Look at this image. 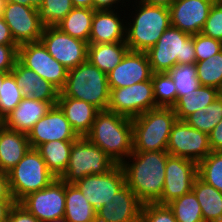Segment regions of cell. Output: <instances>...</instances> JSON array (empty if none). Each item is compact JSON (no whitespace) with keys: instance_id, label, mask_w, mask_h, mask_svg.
I'll use <instances>...</instances> for the list:
<instances>
[{"instance_id":"34","label":"cell","mask_w":222,"mask_h":222,"mask_svg":"<svg viewBox=\"0 0 222 222\" xmlns=\"http://www.w3.org/2000/svg\"><path fill=\"white\" fill-rule=\"evenodd\" d=\"M197 176L222 192V151H211L198 162Z\"/></svg>"},{"instance_id":"53","label":"cell","mask_w":222,"mask_h":222,"mask_svg":"<svg viewBox=\"0 0 222 222\" xmlns=\"http://www.w3.org/2000/svg\"><path fill=\"white\" fill-rule=\"evenodd\" d=\"M6 1L7 0H0V14L1 15L3 13V8H4L5 4H6Z\"/></svg>"},{"instance_id":"54","label":"cell","mask_w":222,"mask_h":222,"mask_svg":"<svg viewBox=\"0 0 222 222\" xmlns=\"http://www.w3.org/2000/svg\"><path fill=\"white\" fill-rule=\"evenodd\" d=\"M46 222H67V221L65 220L64 217H61V218H56L54 220H49V221H46Z\"/></svg>"},{"instance_id":"8","label":"cell","mask_w":222,"mask_h":222,"mask_svg":"<svg viewBox=\"0 0 222 222\" xmlns=\"http://www.w3.org/2000/svg\"><path fill=\"white\" fill-rule=\"evenodd\" d=\"M115 165L101 148L86 136H80L73 141L68 166L60 178L67 184H74L85 176L104 174Z\"/></svg>"},{"instance_id":"33","label":"cell","mask_w":222,"mask_h":222,"mask_svg":"<svg viewBox=\"0 0 222 222\" xmlns=\"http://www.w3.org/2000/svg\"><path fill=\"white\" fill-rule=\"evenodd\" d=\"M168 206L177 222H204L202 210L193 191L173 200Z\"/></svg>"},{"instance_id":"5","label":"cell","mask_w":222,"mask_h":222,"mask_svg":"<svg viewBox=\"0 0 222 222\" xmlns=\"http://www.w3.org/2000/svg\"><path fill=\"white\" fill-rule=\"evenodd\" d=\"M176 121L173 108L164 107L133 118V152L167 151L170 132Z\"/></svg>"},{"instance_id":"10","label":"cell","mask_w":222,"mask_h":222,"mask_svg":"<svg viewBox=\"0 0 222 222\" xmlns=\"http://www.w3.org/2000/svg\"><path fill=\"white\" fill-rule=\"evenodd\" d=\"M17 60L50 82L59 91L64 87L68 69L48 53L41 41L20 45Z\"/></svg>"},{"instance_id":"52","label":"cell","mask_w":222,"mask_h":222,"mask_svg":"<svg viewBox=\"0 0 222 222\" xmlns=\"http://www.w3.org/2000/svg\"><path fill=\"white\" fill-rule=\"evenodd\" d=\"M73 7L93 9V0H71Z\"/></svg>"},{"instance_id":"37","label":"cell","mask_w":222,"mask_h":222,"mask_svg":"<svg viewBox=\"0 0 222 222\" xmlns=\"http://www.w3.org/2000/svg\"><path fill=\"white\" fill-rule=\"evenodd\" d=\"M168 73L174 81L177 90V100L200 86L197 78L196 64H176Z\"/></svg>"},{"instance_id":"31","label":"cell","mask_w":222,"mask_h":222,"mask_svg":"<svg viewBox=\"0 0 222 222\" xmlns=\"http://www.w3.org/2000/svg\"><path fill=\"white\" fill-rule=\"evenodd\" d=\"M94 11L90 8L74 7L56 27L89 44Z\"/></svg>"},{"instance_id":"42","label":"cell","mask_w":222,"mask_h":222,"mask_svg":"<svg viewBox=\"0 0 222 222\" xmlns=\"http://www.w3.org/2000/svg\"><path fill=\"white\" fill-rule=\"evenodd\" d=\"M201 33L222 42V4L213 3Z\"/></svg>"},{"instance_id":"25","label":"cell","mask_w":222,"mask_h":222,"mask_svg":"<svg viewBox=\"0 0 222 222\" xmlns=\"http://www.w3.org/2000/svg\"><path fill=\"white\" fill-rule=\"evenodd\" d=\"M30 148L27 134L10 130L0 123V171L8 173Z\"/></svg>"},{"instance_id":"35","label":"cell","mask_w":222,"mask_h":222,"mask_svg":"<svg viewBox=\"0 0 222 222\" xmlns=\"http://www.w3.org/2000/svg\"><path fill=\"white\" fill-rule=\"evenodd\" d=\"M197 78L200 85L221 90L222 88V50L206 60L196 61Z\"/></svg>"},{"instance_id":"17","label":"cell","mask_w":222,"mask_h":222,"mask_svg":"<svg viewBox=\"0 0 222 222\" xmlns=\"http://www.w3.org/2000/svg\"><path fill=\"white\" fill-rule=\"evenodd\" d=\"M27 136L33 149L50 141L76 140L79 137L58 105L52 106L48 113L37 121Z\"/></svg>"},{"instance_id":"2","label":"cell","mask_w":222,"mask_h":222,"mask_svg":"<svg viewBox=\"0 0 222 222\" xmlns=\"http://www.w3.org/2000/svg\"><path fill=\"white\" fill-rule=\"evenodd\" d=\"M86 137L116 164L121 165L133 152L132 119L108 110H100Z\"/></svg>"},{"instance_id":"9","label":"cell","mask_w":222,"mask_h":222,"mask_svg":"<svg viewBox=\"0 0 222 222\" xmlns=\"http://www.w3.org/2000/svg\"><path fill=\"white\" fill-rule=\"evenodd\" d=\"M155 108L158 107L151 79L128 87L110 88L108 111L133 119Z\"/></svg>"},{"instance_id":"18","label":"cell","mask_w":222,"mask_h":222,"mask_svg":"<svg viewBox=\"0 0 222 222\" xmlns=\"http://www.w3.org/2000/svg\"><path fill=\"white\" fill-rule=\"evenodd\" d=\"M215 0H176L170 7L171 26L189 34L201 33Z\"/></svg>"},{"instance_id":"24","label":"cell","mask_w":222,"mask_h":222,"mask_svg":"<svg viewBox=\"0 0 222 222\" xmlns=\"http://www.w3.org/2000/svg\"><path fill=\"white\" fill-rule=\"evenodd\" d=\"M57 105L79 137L86 136L91 131L96 115L100 111L90 103L71 97H58Z\"/></svg>"},{"instance_id":"40","label":"cell","mask_w":222,"mask_h":222,"mask_svg":"<svg viewBox=\"0 0 222 222\" xmlns=\"http://www.w3.org/2000/svg\"><path fill=\"white\" fill-rule=\"evenodd\" d=\"M140 222H177L168 205L146 203L142 206Z\"/></svg>"},{"instance_id":"19","label":"cell","mask_w":222,"mask_h":222,"mask_svg":"<svg viewBox=\"0 0 222 222\" xmlns=\"http://www.w3.org/2000/svg\"><path fill=\"white\" fill-rule=\"evenodd\" d=\"M153 72L146 52L128 51L122 61L107 74L109 88L132 86L151 79Z\"/></svg>"},{"instance_id":"32","label":"cell","mask_w":222,"mask_h":222,"mask_svg":"<svg viewBox=\"0 0 222 222\" xmlns=\"http://www.w3.org/2000/svg\"><path fill=\"white\" fill-rule=\"evenodd\" d=\"M222 120V97L219 95L205 109H198L187 116L184 121L191 127L209 134Z\"/></svg>"},{"instance_id":"51","label":"cell","mask_w":222,"mask_h":222,"mask_svg":"<svg viewBox=\"0 0 222 222\" xmlns=\"http://www.w3.org/2000/svg\"><path fill=\"white\" fill-rule=\"evenodd\" d=\"M43 1L44 0H7L6 2H12V3L38 9L42 5Z\"/></svg>"},{"instance_id":"49","label":"cell","mask_w":222,"mask_h":222,"mask_svg":"<svg viewBox=\"0 0 222 222\" xmlns=\"http://www.w3.org/2000/svg\"><path fill=\"white\" fill-rule=\"evenodd\" d=\"M15 202H0V222H5L8 219V214Z\"/></svg>"},{"instance_id":"44","label":"cell","mask_w":222,"mask_h":222,"mask_svg":"<svg viewBox=\"0 0 222 222\" xmlns=\"http://www.w3.org/2000/svg\"><path fill=\"white\" fill-rule=\"evenodd\" d=\"M8 222H40L19 202H15L8 214Z\"/></svg>"},{"instance_id":"26","label":"cell","mask_w":222,"mask_h":222,"mask_svg":"<svg viewBox=\"0 0 222 222\" xmlns=\"http://www.w3.org/2000/svg\"><path fill=\"white\" fill-rule=\"evenodd\" d=\"M129 51L126 42L88 44L87 59L102 72L108 74Z\"/></svg>"},{"instance_id":"7","label":"cell","mask_w":222,"mask_h":222,"mask_svg":"<svg viewBox=\"0 0 222 222\" xmlns=\"http://www.w3.org/2000/svg\"><path fill=\"white\" fill-rule=\"evenodd\" d=\"M8 178L15 202H20L28 194L47 187L56 179L40 153L33 148H30L17 165L8 172Z\"/></svg>"},{"instance_id":"12","label":"cell","mask_w":222,"mask_h":222,"mask_svg":"<svg viewBox=\"0 0 222 222\" xmlns=\"http://www.w3.org/2000/svg\"><path fill=\"white\" fill-rule=\"evenodd\" d=\"M40 41L48 53L68 70L87 60L88 43L66 34L56 26L44 27Z\"/></svg>"},{"instance_id":"30","label":"cell","mask_w":222,"mask_h":222,"mask_svg":"<svg viewBox=\"0 0 222 222\" xmlns=\"http://www.w3.org/2000/svg\"><path fill=\"white\" fill-rule=\"evenodd\" d=\"M220 95V90L214 87L200 85L197 89L181 96L172 107L177 120H184L198 109H205Z\"/></svg>"},{"instance_id":"48","label":"cell","mask_w":222,"mask_h":222,"mask_svg":"<svg viewBox=\"0 0 222 222\" xmlns=\"http://www.w3.org/2000/svg\"><path fill=\"white\" fill-rule=\"evenodd\" d=\"M124 1L125 0H122V1L121 0H93V9L94 10H114V8L118 9L117 6L118 4H120V2L122 3V5L123 3L127 2V0L126 2Z\"/></svg>"},{"instance_id":"21","label":"cell","mask_w":222,"mask_h":222,"mask_svg":"<svg viewBox=\"0 0 222 222\" xmlns=\"http://www.w3.org/2000/svg\"><path fill=\"white\" fill-rule=\"evenodd\" d=\"M57 102L35 100L24 97L21 102L0 122L6 128L21 133H28Z\"/></svg>"},{"instance_id":"22","label":"cell","mask_w":222,"mask_h":222,"mask_svg":"<svg viewBox=\"0 0 222 222\" xmlns=\"http://www.w3.org/2000/svg\"><path fill=\"white\" fill-rule=\"evenodd\" d=\"M10 73L14 76L24 97H31L39 101L57 102L60 91L18 60Z\"/></svg>"},{"instance_id":"47","label":"cell","mask_w":222,"mask_h":222,"mask_svg":"<svg viewBox=\"0 0 222 222\" xmlns=\"http://www.w3.org/2000/svg\"><path fill=\"white\" fill-rule=\"evenodd\" d=\"M0 45H17L2 16H0Z\"/></svg>"},{"instance_id":"29","label":"cell","mask_w":222,"mask_h":222,"mask_svg":"<svg viewBox=\"0 0 222 222\" xmlns=\"http://www.w3.org/2000/svg\"><path fill=\"white\" fill-rule=\"evenodd\" d=\"M73 141L75 140H55L43 143L36 148L49 171L56 178H60L65 173Z\"/></svg>"},{"instance_id":"3","label":"cell","mask_w":222,"mask_h":222,"mask_svg":"<svg viewBox=\"0 0 222 222\" xmlns=\"http://www.w3.org/2000/svg\"><path fill=\"white\" fill-rule=\"evenodd\" d=\"M58 97H71L90 103L99 110H107L110 100L107 74L87 59L68 70L65 85Z\"/></svg>"},{"instance_id":"15","label":"cell","mask_w":222,"mask_h":222,"mask_svg":"<svg viewBox=\"0 0 222 222\" xmlns=\"http://www.w3.org/2000/svg\"><path fill=\"white\" fill-rule=\"evenodd\" d=\"M197 177V163L184 157L169 156L165 166V180L161 198L156 202L168 205L192 191Z\"/></svg>"},{"instance_id":"13","label":"cell","mask_w":222,"mask_h":222,"mask_svg":"<svg viewBox=\"0 0 222 222\" xmlns=\"http://www.w3.org/2000/svg\"><path fill=\"white\" fill-rule=\"evenodd\" d=\"M74 184L97 211L108 205L114 195L126 185V178L122 166L116 164L104 174L88 175Z\"/></svg>"},{"instance_id":"41","label":"cell","mask_w":222,"mask_h":222,"mask_svg":"<svg viewBox=\"0 0 222 222\" xmlns=\"http://www.w3.org/2000/svg\"><path fill=\"white\" fill-rule=\"evenodd\" d=\"M196 61L206 60L222 50V42L202 33L194 35Z\"/></svg>"},{"instance_id":"46","label":"cell","mask_w":222,"mask_h":222,"mask_svg":"<svg viewBox=\"0 0 222 222\" xmlns=\"http://www.w3.org/2000/svg\"><path fill=\"white\" fill-rule=\"evenodd\" d=\"M211 151H222V120L209 133Z\"/></svg>"},{"instance_id":"11","label":"cell","mask_w":222,"mask_h":222,"mask_svg":"<svg viewBox=\"0 0 222 222\" xmlns=\"http://www.w3.org/2000/svg\"><path fill=\"white\" fill-rule=\"evenodd\" d=\"M167 152L198 163L211 152L209 134L191 127L184 120H177L170 132Z\"/></svg>"},{"instance_id":"56","label":"cell","mask_w":222,"mask_h":222,"mask_svg":"<svg viewBox=\"0 0 222 222\" xmlns=\"http://www.w3.org/2000/svg\"><path fill=\"white\" fill-rule=\"evenodd\" d=\"M217 3L222 4V0H215Z\"/></svg>"},{"instance_id":"1","label":"cell","mask_w":222,"mask_h":222,"mask_svg":"<svg viewBox=\"0 0 222 222\" xmlns=\"http://www.w3.org/2000/svg\"><path fill=\"white\" fill-rule=\"evenodd\" d=\"M169 156L167 151L132 152L127 158L130 161L121 164L126 185L143 204L156 203L161 198Z\"/></svg>"},{"instance_id":"39","label":"cell","mask_w":222,"mask_h":222,"mask_svg":"<svg viewBox=\"0 0 222 222\" xmlns=\"http://www.w3.org/2000/svg\"><path fill=\"white\" fill-rule=\"evenodd\" d=\"M73 8L71 0H44L37 10L40 22L50 27L59 24Z\"/></svg>"},{"instance_id":"50","label":"cell","mask_w":222,"mask_h":222,"mask_svg":"<svg viewBox=\"0 0 222 222\" xmlns=\"http://www.w3.org/2000/svg\"><path fill=\"white\" fill-rule=\"evenodd\" d=\"M175 1L176 0H136L135 2L169 8Z\"/></svg>"},{"instance_id":"43","label":"cell","mask_w":222,"mask_h":222,"mask_svg":"<svg viewBox=\"0 0 222 222\" xmlns=\"http://www.w3.org/2000/svg\"><path fill=\"white\" fill-rule=\"evenodd\" d=\"M18 45H0V71L10 73L18 59Z\"/></svg>"},{"instance_id":"45","label":"cell","mask_w":222,"mask_h":222,"mask_svg":"<svg viewBox=\"0 0 222 222\" xmlns=\"http://www.w3.org/2000/svg\"><path fill=\"white\" fill-rule=\"evenodd\" d=\"M0 202H15L9 185L8 173L0 171Z\"/></svg>"},{"instance_id":"16","label":"cell","mask_w":222,"mask_h":222,"mask_svg":"<svg viewBox=\"0 0 222 222\" xmlns=\"http://www.w3.org/2000/svg\"><path fill=\"white\" fill-rule=\"evenodd\" d=\"M1 16L18 46L40 41L45 26L40 22L36 8L6 2Z\"/></svg>"},{"instance_id":"36","label":"cell","mask_w":222,"mask_h":222,"mask_svg":"<svg viewBox=\"0 0 222 222\" xmlns=\"http://www.w3.org/2000/svg\"><path fill=\"white\" fill-rule=\"evenodd\" d=\"M151 81L156 106L172 108L177 102V90L169 73H153Z\"/></svg>"},{"instance_id":"28","label":"cell","mask_w":222,"mask_h":222,"mask_svg":"<svg viewBox=\"0 0 222 222\" xmlns=\"http://www.w3.org/2000/svg\"><path fill=\"white\" fill-rule=\"evenodd\" d=\"M67 222H96V210L75 184L65 182V214Z\"/></svg>"},{"instance_id":"14","label":"cell","mask_w":222,"mask_h":222,"mask_svg":"<svg viewBox=\"0 0 222 222\" xmlns=\"http://www.w3.org/2000/svg\"><path fill=\"white\" fill-rule=\"evenodd\" d=\"M19 203L40 222L64 217L65 182L56 178L47 187L28 194Z\"/></svg>"},{"instance_id":"4","label":"cell","mask_w":222,"mask_h":222,"mask_svg":"<svg viewBox=\"0 0 222 222\" xmlns=\"http://www.w3.org/2000/svg\"><path fill=\"white\" fill-rule=\"evenodd\" d=\"M135 3L133 22L125 24V42L130 51L146 52L171 26L170 11L163 6Z\"/></svg>"},{"instance_id":"38","label":"cell","mask_w":222,"mask_h":222,"mask_svg":"<svg viewBox=\"0 0 222 222\" xmlns=\"http://www.w3.org/2000/svg\"><path fill=\"white\" fill-rule=\"evenodd\" d=\"M24 98L14 76L8 73L0 81V122L21 102Z\"/></svg>"},{"instance_id":"23","label":"cell","mask_w":222,"mask_h":222,"mask_svg":"<svg viewBox=\"0 0 222 222\" xmlns=\"http://www.w3.org/2000/svg\"><path fill=\"white\" fill-rule=\"evenodd\" d=\"M118 12H115V9L94 11L89 44L125 41L126 25L123 24V19Z\"/></svg>"},{"instance_id":"55","label":"cell","mask_w":222,"mask_h":222,"mask_svg":"<svg viewBox=\"0 0 222 222\" xmlns=\"http://www.w3.org/2000/svg\"><path fill=\"white\" fill-rule=\"evenodd\" d=\"M7 74H8V72L0 71V81H2Z\"/></svg>"},{"instance_id":"27","label":"cell","mask_w":222,"mask_h":222,"mask_svg":"<svg viewBox=\"0 0 222 222\" xmlns=\"http://www.w3.org/2000/svg\"><path fill=\"white\" fill-rule=\"evenodd\" d=\"M192 191L200 204L204 222H222V192L198 176L194 180Z\"/></svg>"},{"instance_id":"6","label":"cell","mask_w":222,"mask_h":222,"mask_svg":"<svg viewBox=\"0 0 222 222\" xmlns=\"http://www.w3.org/2000/svg\"><path fill=\"white\" fill-rule=\"evenodd\" d=\"M146 54L153 73L168 72L176 64H196L194 35L170 26Z\"/></svg>"},{"instance_id":"20","label":"cell","mask_w":222,"mask_h":222,"mask_svg":"<svg viewBox=\"0 0 222 222\" xmlns=\"http://www.w3.org/2000/svg\"><path fill=\"white\" fill-rule=\"evenodd\" d=\"M143 203L125 185L108 205L96 211V222H140Z\"/></svg>"}]
</instances>
